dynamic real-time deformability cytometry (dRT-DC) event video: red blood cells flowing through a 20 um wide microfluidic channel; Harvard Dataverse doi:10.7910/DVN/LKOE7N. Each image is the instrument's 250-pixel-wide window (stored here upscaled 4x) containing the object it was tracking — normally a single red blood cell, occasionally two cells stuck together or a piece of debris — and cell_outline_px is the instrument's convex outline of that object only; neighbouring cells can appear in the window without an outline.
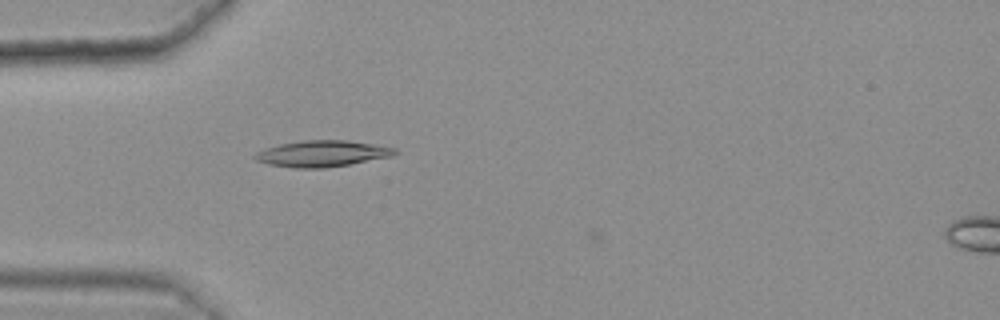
{"species": "common noctule bat (a hibernating species)", "species_latin": "Nyctalus noctula", "temperature_condition": "warm", "stored_images_in_passage": 2, "camera_frame_rate_fps": 3000, "um_per_image_px": 0.085, "animal": {"sex": "female", "body_mass_g": 25.1}, "frame": {"image": 1, "passage_image": 1, "time_ms": 0.0, "image_size_px": [1000, 320], "cell_outline_px": [[400, 152], [392, 156], [348, 164], [324, 168], [296, 168], [268, 164], [256, 160], [252, 156], [256, 152], [264, 148], [280, 144], [304, 140], [348, 140], [396, 148]], "centroid_in_image_um": [27.37, 13.05], "position_along_channel_um": 57.6, "area_um2": 21.33}}